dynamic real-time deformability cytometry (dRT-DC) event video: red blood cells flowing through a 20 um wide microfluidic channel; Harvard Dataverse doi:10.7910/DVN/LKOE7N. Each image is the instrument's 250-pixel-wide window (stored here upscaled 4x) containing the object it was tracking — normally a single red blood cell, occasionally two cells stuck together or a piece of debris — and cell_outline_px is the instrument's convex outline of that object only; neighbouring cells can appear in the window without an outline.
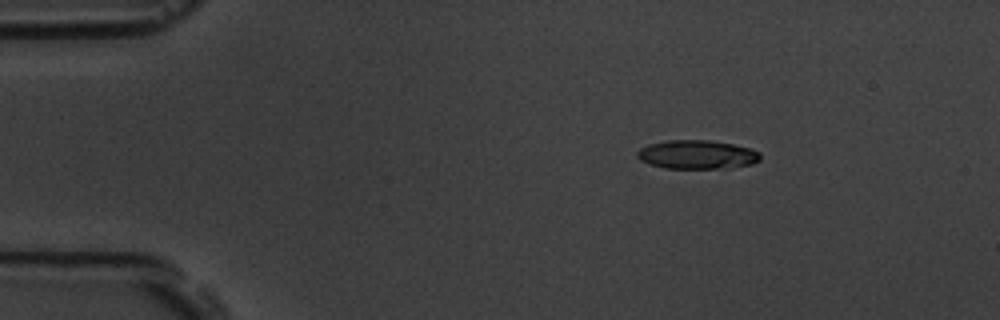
{"species": "common noctule bat (a hibernating species)", "species_latin": "Nyctalus noctula", "temperature_condition": "room temperature", "stored_images_in_passage": 5, "camera_frame_rate_fps": 3000, "um_per_image_px": 0.085, "animal": {"sex": "male", "body_mass_g": 19.5, "forearm_length_mm": 54.6}, "frame": {"image": 1, "passage_image": 3, "time_ms": 2.333, "image_size_px": [1000, 320], "cell_outline_px": [[760, 160], [752, 164], [732, 168], [664, 168], [640, 160], [636, 156], [636, 152], [640, 148], [648, 144], [668, 140], [708, 140], [732, 144], [748, 148], [760, 152]], "centroid_in_image_um": [59.24, 13.14], "position_along_channel_um": 25.8, "area_um2": 20.63}}